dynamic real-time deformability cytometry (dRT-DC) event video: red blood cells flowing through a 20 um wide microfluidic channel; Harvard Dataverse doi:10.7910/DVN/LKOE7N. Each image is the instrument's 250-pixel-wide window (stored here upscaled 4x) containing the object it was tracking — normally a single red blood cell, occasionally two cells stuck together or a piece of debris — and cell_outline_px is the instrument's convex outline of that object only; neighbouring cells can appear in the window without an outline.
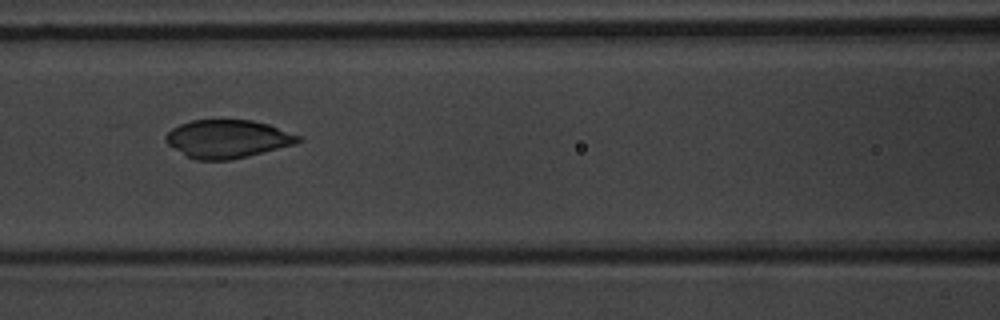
{"species": "common noctule bat (a hibernating species)", "species_latin": "Nyctalus noctula", "temperature_condition": "warm", "stored_images_in_passage": 14, "camera_frame_rate_fps": 3000, "um_per_image_px": 0.085, "animal": {"sex": "male", "body_mass_g": 20.1, "forearm_length_mm": 53.5}, "frame": {"image": 1, "passage_image": 7, "time_ms": 8.0, "image_size_px": [1000, 320], "cell_outline_px": [[304, 140], [292, 144], [248, 156], [232, 160], [196, 160], [188, 156], [168, 144], [164, 140], [164, 136], [172, 128], [180, 124], [192, 120], [252, 120], [268, 124], [300, 136]], "centroid_in_image_um": [19.32, 11.8], "position_along_channel_um": 147.3, "area_um2": 29.13}}
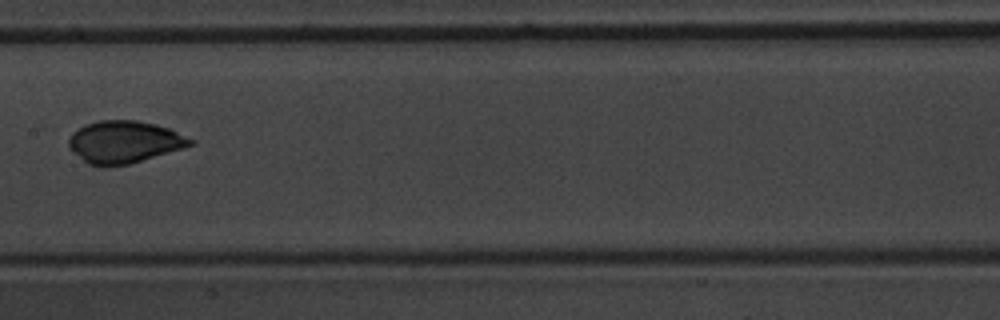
{"frame": {"image": 2, "passage_image": 8, "time_ms": 9.333, "image_size_px": [1000, 320], "cell_outline_px": [[196, 140], [192, 144], [184, 148], [128, 164], [88, 164], [72, 152], [68, 148], [68, 140], [72, 132], [84, 124], [100, 120], [136, 120], [156, 124], [168, 128]], "centroid_in_image_um": [10.55, 12.03], "position_along_channel_um": 196.9, "area_um2": 29.65}}